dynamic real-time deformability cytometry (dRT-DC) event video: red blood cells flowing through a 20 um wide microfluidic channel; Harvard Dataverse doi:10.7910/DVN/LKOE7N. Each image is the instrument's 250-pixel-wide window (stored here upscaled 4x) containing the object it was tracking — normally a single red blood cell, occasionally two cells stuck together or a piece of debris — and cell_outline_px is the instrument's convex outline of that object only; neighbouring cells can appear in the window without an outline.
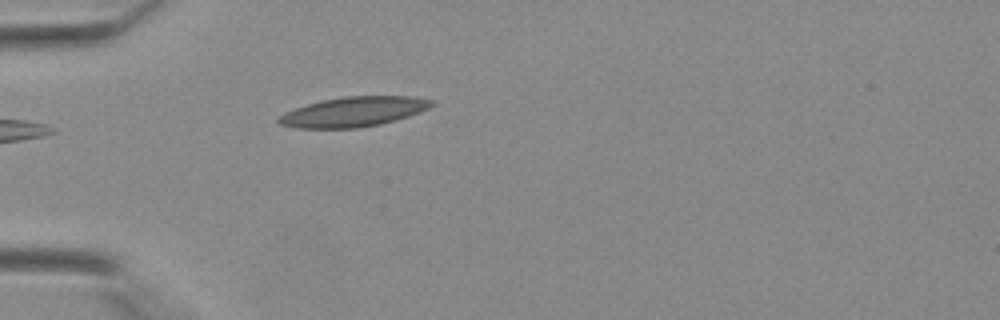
{"species": "Egyptian fruit bat (a non-hibernating species)", "species_latin": "Rousettus aegyptiacus", "temperature_condition": "warm", "stored_images_in_passage": 27, "camera_frame_rate_fps": 3000, "um_per_image_px": 0.085, "animal": {"sex": "female"}, "frame": {"image": 1, "passage_image": 2, "time_ms": 0.333, "image_size_px": [1000, 320], "cell_outline_px": [[436, 104], [420, 112], [408, 116], [380, 124], [356, 128], [296, 128], [280, 124], [276, 120], [284, 112], [308, 104], [324, 100], [344, 96], [412, 96], [432, 100]], "centroid_in_image_um": [30.06, 9.5], "position_along_channel_um": 54.9, "area_um2": 26.41}}
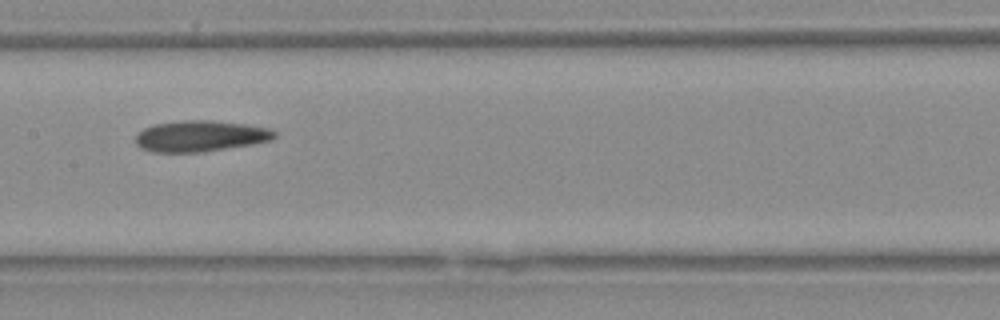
{"frame": {"image": 2, "passage_image": 11, "time_ms": 3.333, "image_size_px": [1000, 320], "cell_outline_px": [[276, 136], [272, 140], [252, 144], [200, 152], [152, 152], [140, 148], [136, 144], [136, 136], [144, 128], [152, 124], [184, 120], [212, 120], [244, 124], [272, 128], [276, 132]], "centroid_in_image_um": [17.03, 11.56], "position_along_channel_um": 190.4, "area_um2": 25.2}}
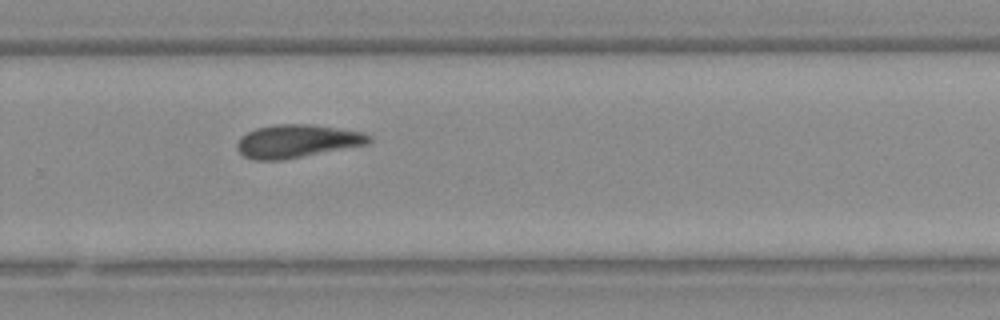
{"frame": {"image": 3, "passage_image": 18, "time_ms": 5.667, "image_size_px": [1000, 320], "cell_outline_px": [[372, 140], [368, 144], [284, 160], [252, 160], [244, 156], [236, 148], [236, 144], [240, 136], [256, 128], [276, 124], [312, 124], [340, 128], [364, 132], [372, 136]], "centroid_in_image_um": [25.26, 11.99], "position_along_channel_um": 304.5, "area_um2": 25.72}}